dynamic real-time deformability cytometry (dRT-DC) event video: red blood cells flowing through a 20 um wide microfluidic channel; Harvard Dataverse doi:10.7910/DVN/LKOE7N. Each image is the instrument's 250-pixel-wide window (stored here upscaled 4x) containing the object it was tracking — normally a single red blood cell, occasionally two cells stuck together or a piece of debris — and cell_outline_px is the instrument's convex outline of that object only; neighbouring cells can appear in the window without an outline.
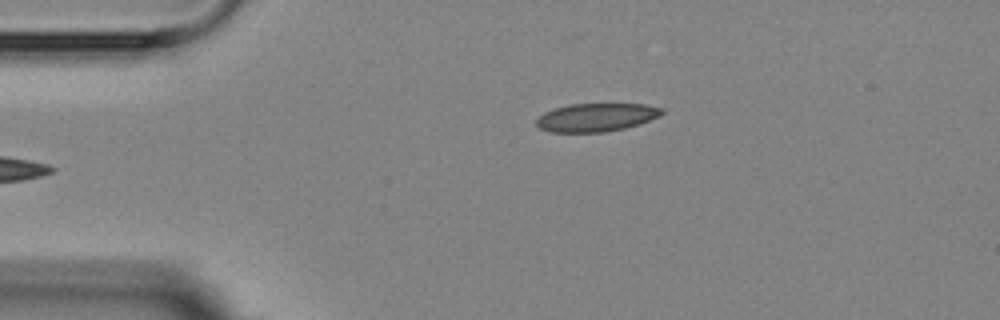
{"species": "Egyptian fruit bat (a non-hibernating species)", "species_latin": "Rousettus aegyptiacus", "temperature_condition": "room temperature", "stored_images_in_passage": 6, "camera_frame_rate_fps": 3000, "um_per_image_px": 0.085, "animal": {"sex": "female"}, "frame": {"image": 1, "passage_image": 6, "time_ms": 6.333, "image_size_px": [1000, 320], "cell_outline_px": [[664, 112], [660, 116], [640, 124], [624, 128], [604, 132], [548, 132], [540, 128], [536, 124], [536, 120], [544, 112], [568, 104], [644, 104], [664, 108]], "centroid_in_image_um": [50.7, 9.97], "position_along_channel_um": 34.3, "area_um2": 20.69}}